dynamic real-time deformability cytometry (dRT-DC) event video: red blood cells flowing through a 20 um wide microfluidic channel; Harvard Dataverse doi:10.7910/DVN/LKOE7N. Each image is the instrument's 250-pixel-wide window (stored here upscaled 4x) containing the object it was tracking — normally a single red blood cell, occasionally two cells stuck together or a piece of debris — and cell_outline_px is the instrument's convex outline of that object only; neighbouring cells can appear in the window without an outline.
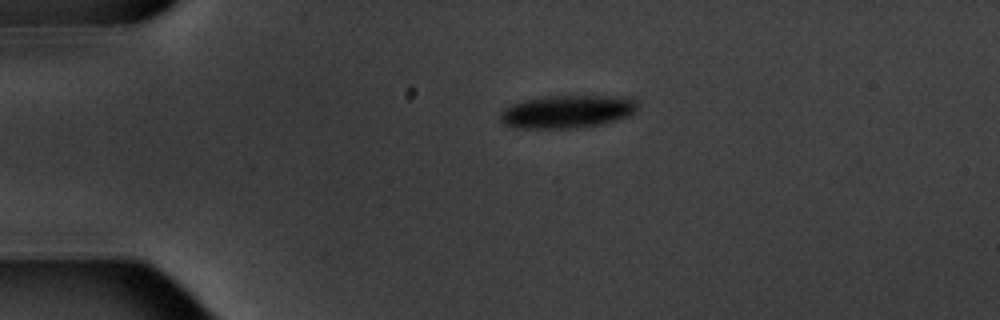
{"species": "common noctule bat (a hibernating species)", "species_latin": "Nyctalus noctula", "temperature_condition": "warm", "stored_images_in_passage": 7, "camera_frame_rate_fps": 3000, "um_per_image_px": 0.085, "animal": {"sex": "male", "body_mass_g": 20.1, "forearm_length_mm": 53.5}, "frame": {"image": 1, "passage_image": 1, "time_ms": 0.0, "image_size_px": [1000, 320], "cell_outline_px": [[640, 108], [628, 116], [604, 124], [580, 128], [512, 128], [500, 124], [500, 112], [508, 104], [524, 100], [544, 96], [628, 96], [636, 100], [640, 104]], "centroid_in_image_um": [48.21, 9.49], "position_along_channel_um": 36.8, "area_um2": 27.11}}
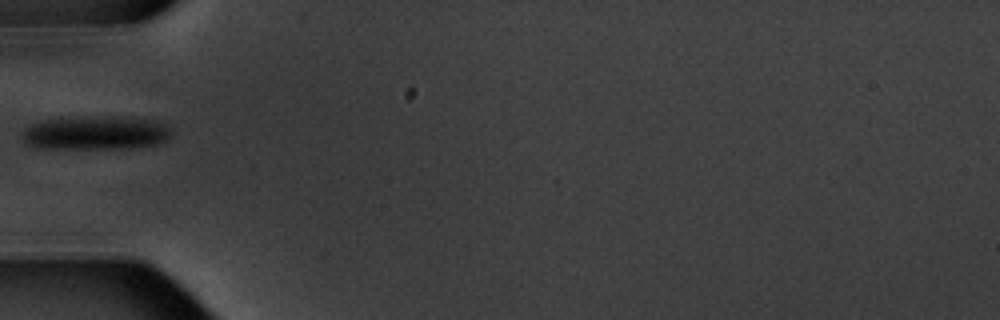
{"frame": {"image": 2, "passage_image": 3, "time_ms": 2.333, "image_size_px": [1000, 320], "cell_outline_px": [[172, 136], [156, 144], [124, 148], [40, 148], [28, 144], [24, 140], [24, 132], [32, 124], [40, 120], [92, 116], [112, 116], [156, 120], [172, 124]], "centroid_in_image_um": [8.23, 11.27], "position_along_channel_um": 76.8, "area_um2": 29.36}}
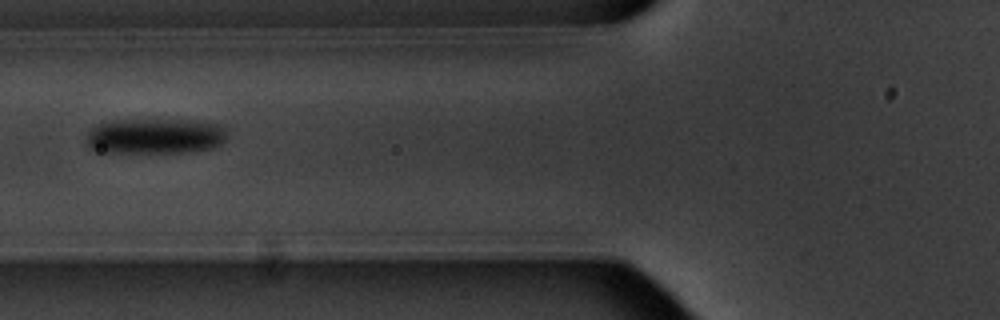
{"frame": {"image": 3, "passage_image": 4, "time_ms": 3.333, "image_size_px": [1000, 320], "cell_outline_px": [[228, 132], [224, 140], [220, 144], [212, 148], [184, 152], [96, 152], [88, 148], [84, 144], [84, 136], [96, 124], [108, 120], [196, 120], [220, 124]], "centroid_in_image_um": [13.1, 11.56], "position_along_channel_um": 112.7, "area_um2": 29.65}}